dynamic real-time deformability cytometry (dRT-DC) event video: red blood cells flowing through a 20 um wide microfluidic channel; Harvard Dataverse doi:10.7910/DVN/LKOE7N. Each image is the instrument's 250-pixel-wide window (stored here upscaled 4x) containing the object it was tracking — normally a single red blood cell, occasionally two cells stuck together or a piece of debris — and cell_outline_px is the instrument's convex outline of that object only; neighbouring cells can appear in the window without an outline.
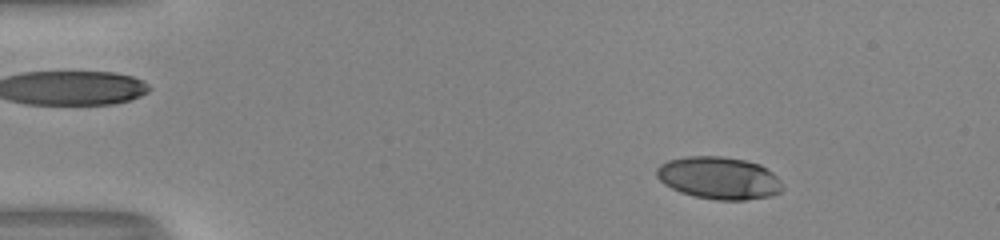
{"species": "human", "species_latin": "Homo sapiens", "temperature_condition": "room temperature", "stored_images_in_passage": 52, "camera_frame_rate_fps": 3000, "um_per_image_px": 0.085, "donor": {"sex": "male"}, "frame": {"image": 1, "passage_image": 8, "time_ms": 2.333, "image_size_px": [1000, 240], "cell_outline_px": [[784, 188], [780, 192], [772, 196], [744, 200], [716, 200], [696, 196], [680, 192], [664, 184], [656, 176], [656, 168], [660, 164], [668, 160], [688, 156], [720, 156], [744, 160], [760, 164], [772, 172], [780, 180]], "centroid_in_image_um": [61.12, 15.13], "position_along_channel_um": 23.9, "area_um2": 31.15}}
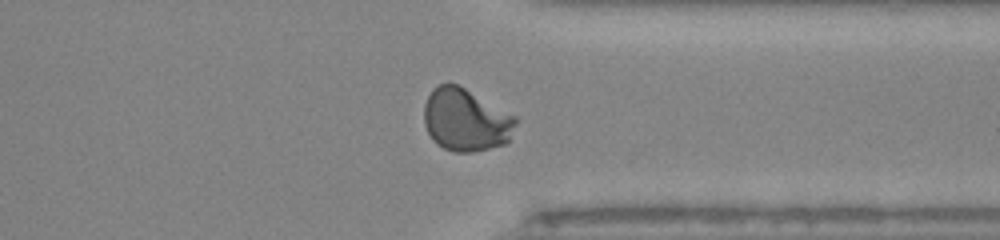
{"frame": {"image": 2, "passage_image": 41, "time_ms": 13.333, "image_size_px": [1000, 240], "cell_outline_px": [[520, 120], [508, 140], [504, 144], [472, 152], [452, 152], [436, 144], [432, 140], [424, 124], [424, 104], [432, 88], [440, 84], [456, 84], [464, 88], [516, 116]], "centroid_in_image_um": [39.59, 10.21], "position_along_channel_um": 371.8, "area_um2": 33.47}}
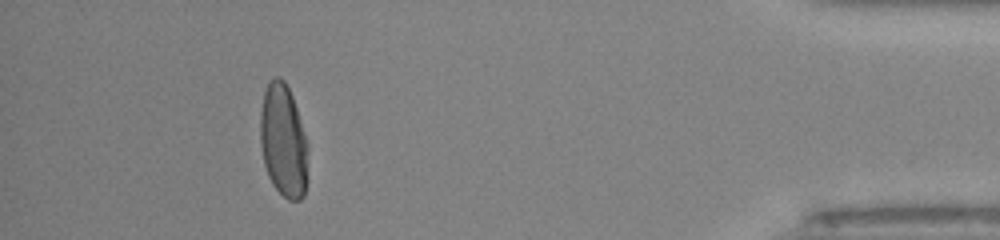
{"frame": {"image": 3, "passage_image": 48, "time_ms": 15.667, "image_size_px": [1000, 240], "cell_outline_px": [[308, 180], [304, 196], [300, 200], [288, 200], [272, 184], [268, 176], [264, 164], [260, 144], [260, 112], [264, 92], [272, 76], [280, 76], [284, 80], [292, 96], [296, 108], [308, 148]], "centroid_in_image_um": [24.09, 12.0], "position_along_channel_um": 411.1, "area_um2": 31.67}, "authors_computed_cell_mechanics": {"area_um2": 31.8478, "velocity_mm_per_s": 4.0398, "shape_relaxation_time_tau1_ms": 4.2598, "shape_relaxation_time_tau2_ms": null, "deformation_change_tau1": 0.2254, "deformation_change_tau2": null}}